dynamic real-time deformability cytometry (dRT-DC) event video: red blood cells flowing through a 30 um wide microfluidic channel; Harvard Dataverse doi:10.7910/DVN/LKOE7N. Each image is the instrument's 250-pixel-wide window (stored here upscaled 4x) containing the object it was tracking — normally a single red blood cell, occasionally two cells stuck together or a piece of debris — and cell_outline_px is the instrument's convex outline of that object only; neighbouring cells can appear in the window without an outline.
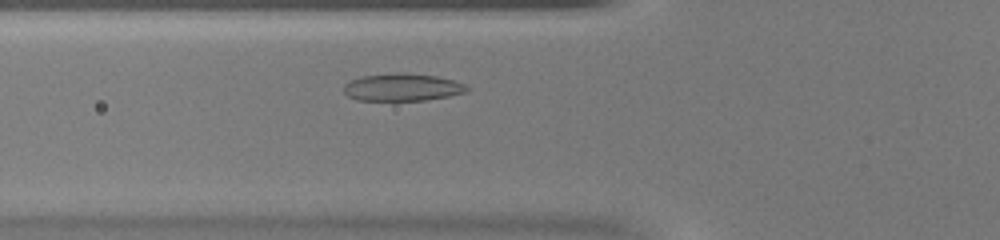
{"species": "common noctule bat (a hibernating species)", "species_latin": "Nyctalus noctula", "temperature_condition": "warm", "stored_images_in_passage": 35, "camera_frame_rate_fps": 3000, "um_per_image_px": 0.085, "animal": {"sex": "female", "body_mass_g": 20.0, "forearm_length_mm": 54.0}, "frame": {"image": 1, "passage_image": 6, "time_ms": 1.667, "image_size_px": [1000, 240], "cell_outline_px": [[472, 88], [468, 92], [428, 100], [356, 100], [348, 96], [344, 92], [344, 84], [348, 80], [364, 76], [396, 72], [404, 72], [436, 76], [452, 80], [464, 84]], "centroid_in_image_um": [34.21, 7.41], "position_along_channel_um": 91.6, "area_um2": 19.88}}
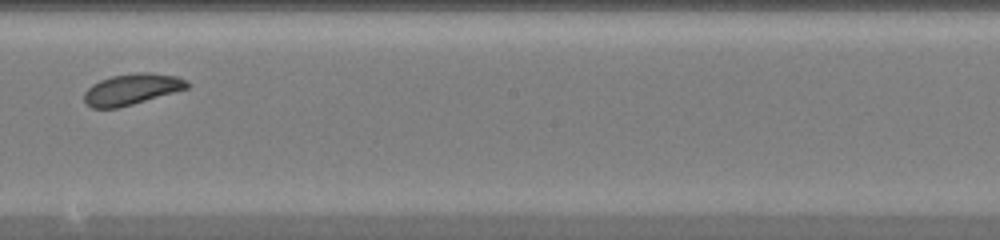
{"frame": {"image": 2, "passage_image": 16, "time_ms": 5.0, "image_size_px": [1000, 240], "cell_outline_px": [[192, 84], [188, 88], [120, 108], [92, 108], [84, 104], [84, 92], [92, 84], [100, 80], [112, 76], [140, 72], [148, 72], [176, 76]], "centroid_in_image_um": [11.17, 7.6], "position_along_channel_um": 237.0, "area_um2": 18.67}}
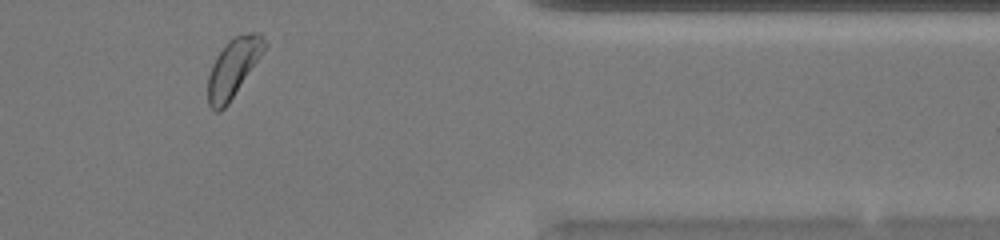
{"frame": {"image": 3, "passage_image": 28, "time_ms": 9.0, "image_size_px": [1000, 240], "cell_outline_px": [[268, 44], [264, 52], [228, 104], [220, 112], [216, 112], [208, 104], [208, 76], [212, 64], [216, 56], [228, 40], [236, 36], [252, 32], [260, 32]], "centroid_in_image_um": [19.84, 5.75], "position_along_channel_um": 391.6, "area_um2": 19.31}}